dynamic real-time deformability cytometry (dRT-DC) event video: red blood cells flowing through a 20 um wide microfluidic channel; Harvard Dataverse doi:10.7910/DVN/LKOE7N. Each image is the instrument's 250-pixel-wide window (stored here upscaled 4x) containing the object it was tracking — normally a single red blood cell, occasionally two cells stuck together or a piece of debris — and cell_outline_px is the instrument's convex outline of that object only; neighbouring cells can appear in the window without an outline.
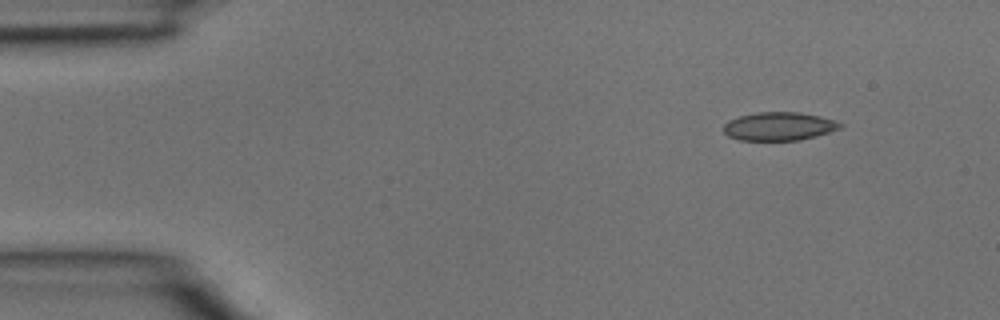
{"species": "common noctule bat (a hibernating species)", "species_latin": "Nyctalus noctula", "temperature_condition": "room temperature", "stored_images_in_passage": 3, "camera_frame_rate_fps": 3000, "um_per_image_px": 0.085, "animal": {"sex": "male", "body_mass_g": 15.6}, "frame": {"image": 1, "passage_image": 1, "time_ms": 0.0, "image_size_px": [1000, 320], "cell_outline_px": [[844, 124], [840, 128], [816, 136], [800, 140], [740, 140], [728, 136], [724, 132], [724, 124], [728, 120], [740, 116], [756, 112], [800, 112], [820, 116]], "centroid_in_image_um": [66.2, 10.73], "position_along_channel_um": 18.8, "area_um2": 19.19}}
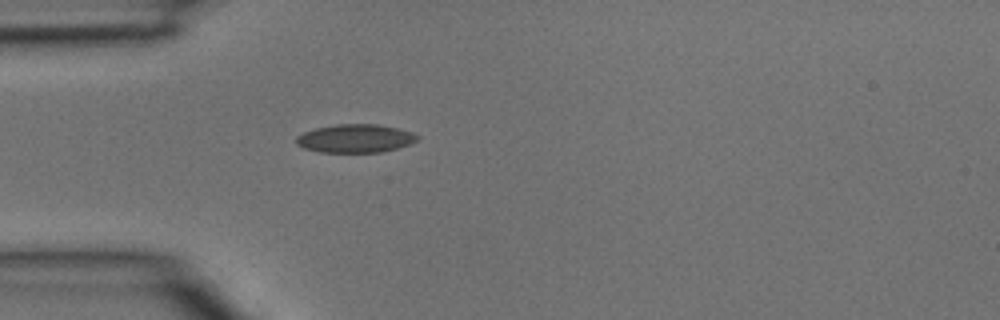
{"frame": {"image": 2, "passage_image": 3, "time_ms": 0.667, "image_size_px": [1000, 320], "cell_outline_px": [[420, 136], [416, 140], [408, 144], [396, 148], [380, 152], [320, 152], [304, 148], [296, 144], [296, 136], [304, 132], [316, 128], [336, 124], [380, 124], [412, 132]], "centroid_in_image_um": [30.18, 11.76], "position_along_channel_um": 54.8, "area_um2": 19.88}}